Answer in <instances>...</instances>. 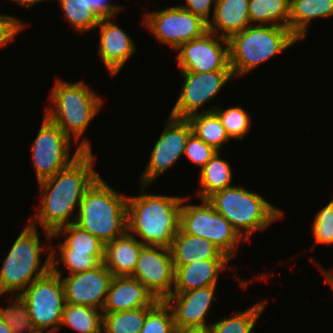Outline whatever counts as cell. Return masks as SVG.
<instances>
[{
	"label": "cell",
	"instance_id": "obj_29",
	"mask_svg": "<svg viewBox=\"0 0 333 333\" xmlns=\"http://www.w3.org/2000/svg\"><path fill=\"white\" fill-rule=\"evenodd\" d=\"M102 310L89 306L66 303L61 326H68L79 333H99L102 331Z\"/></svg>",
	"mask_w": 333,
	"mask_h": 333
},
{
	"label": "cell",
	"instance_id": "obj_17",
	"mask_svg": "<svg viewBox=\"0 0 333 333\" xmlns=\"http://www.w3.org/2000/svg\"><path fill=\"white\" fill-rule=\"evenodd\" d=\"M216 286L172 293L165 302L172 310L175 328L209 326L206 317L215 301Z\"/></svg>",
	"mask_w": 333,
	"mask_h": 333
},
{
	"label": "cell",
	"instance_id": "obj_40",
	"mask_svg": "<svg viewBox=\"0 0 333 333\" xmlns=\"http://www.w3.org/2000/svg\"><path fill=\"white\" fill-rule=\"evenodd\" d=\"M185 6L179 7L201 17L207 23L211 20V6H213V14L215 10L216 0H185ZM213 2V3H212Z\"/></svg>",
	"mask_w": 333,
	"mask_h": 333
},
{
	"label": "cell",
	"instance_id": "obj_10",
	"mask_svg": "<svg viewBox=\"0 0 333 333\" xmlns=\"http://www.w3.org/2000/svg\"><path fill=\"white\" fill-rule=\"evenodd\" d=\"M71 141L56 123L44 115L39 132L31 145L32 162L38 182L54 176L79 157L83 151L78 146L70 156Z\"/></svg>",
	"mask_w": 333,
	"mask_h": 333
},
{
	"label": "cell",
	"instance_id": "obj_8",
	"mask_svg": "<svg viewBox=\"0 0 333 333\" xmlns=\"http://www.w3.org/2000/svg\"><path fill=\"white\" fill-rule=\"evenodd\" d=\"M188 199L187 196L182 199L179 228L184 233L212 242L230 259L236 257L235 249L240 242L245 241L244 238L215 211L207 199H202L200 205L186 204Z\"/></svg>",
	"mask_w": 333,
	"mask_h": 333
},
{
	"label": "cell",
	"instance_id": "obj_3",
	"mask_svg": "<svg viewBox=\"0 0 333 333\" xmlns=\"http://www.w3.org/2000/svg\"><path fill=\"white\" fill-rule=\"evenodd\" d=\"M50 98L55 107H46L44 115L56 123L71 140L74 138L82 151H92L88 139L78 141L100 111L102 98L82 80L70 83L61 79L56 80Z\"/></svg>",
	"mask_w": 333,
	"mask_h": 333
},
{
	"label": "cell",
	"instance_id": "obj_2",
	"mask_svg": "<svg viewBox=\"0 0 333 333\" xmlns=\"http://www.w3.org/2000/svg\"><path fill=\"white\" fill-rule=\"evenodd\" d=\"M127 197V231L143 245L171 247L179 231L183 197L145 193Z\"/></svg>",
	"mask_w": 333,
	"mask_h": 333
},
{
	"label": "cell",
	"instance_id": "obj_21",
	"mask_svg": "<svg viewBox=\"0 0 333 333\" xmlns=\"http://www.w3.org/2000/svg\"><path fill=\"white\" fill-rule=\"evenodd\" d=\"M144 245L128 231L104 245L103 265L113 276H132Z\"/></svg>",
	"mask_w": 333,
	"mask_h": 333
},
{
	"label": "cell",
	"instance_id": "obj_36",
	"mask_svg": "<svg viewBox=\"0 0 333 333\" xmlns=\"http://www.w3.org/2000/svg\"><path fill=\"white\" fill-rule=\"evenodd\" d=\"M173 313L165 301H158L147 313L140 333H175Z\"/></svg>",
	"mask_w": 333,
	"mask_h": 333
},
{
	"label": "cell",
	"instance_id": "obj_19",
	"mask_svg": "<svg viewBox=\"0 0 333 333\" xmlns=\"http://www.w3.org/2000/svg\"><path fill=\"white\" fill-rule=\"evenodd\" d=\"M156 299L131 276H113L102 312H119L149 307Z\"/></svg>",
	"mask_w": 333,
	"mask_h": 333
},
{
	"label": "cell",
	"instance_id": "obj_34",
	"mask_svg": "<svg viewBox=\"0 0 333 333\" xmlns=\"http://www.w3.org/2000/svg\"><path fill=\"white\" fill-rule=\"evenodd\" d=\"M56 1V0H55ZM67 21L72 24L78 33L93 30L99 24L100 19L87 6L85 0H57Z\"/></svg>",
	"mask_w": 333,
	"mask_h": 333
},
{
	"label": "cell",
	"instance_id": "obj_14",
	"mask_svg": "<svg viewBox=\"0 0 333 333\" xmlns=\"http://www.w3.org/2000/svg\"><path fill=\"white\" fill-rule=\"evenodd\" d=\"M175 51L180 71L232 70L228 39L215 33L207 31L203 36L181 44Z\"/></svg>",
	"mask_w": 333,
	"mask_h": 333
},
{
	"label": "cell",
	"instance_id": "obj_23",
	"mask_svg": "<svg viewBox=\"0 0 333 333\" xmlns=\"http://www.w3.org/2000/svg\"><path fill=\"white\" fill-rule=\"evenodd\" d=\"M215 3L214 14L208 22L209 32L228 39L250 25L249 0H216Z\"/></svg>",
	"mask_w": 333,
	"mask_h": 333
},
{
	"label": "cell",
	"instance_id": "obj_42",
	"mask_svg": "<svg viewBox=\"0 0 333 333\" xmlns=\"http://www.w3.org/2000/svg\"><path fill=\"white\" fill-rule=\"evenodd\" d=\"M175 333H210L209 327L176 328Z\"/></svg>",
	"mask_w": 333,
	"mask_h": 333
},
{
	"label": "cell",
	"instance_id": "obj_22",
	"mask_svg": "<svg viewBox=\"0 0 333 333\" xmlns=\"http://www.w3.org/2000/svg\"><path fill=\"white\" fill-rule=\"evenodd\" d=\"M170 250L174 266L188 265L207 259H230L212 242L184 233L180 228L173 238Z\"/></svg>",
	"mask_w": 333,
	"mask_h": 333
},
{
	"label": "cell",
	"instance_id": "obj_24",
	"mask_svg": "<svg viewBox=\"0 0 333 333\" xmlns=\"http://www.w3.org/2000/svg\"><path fill=\"white\" fill-rule=\"evenodd\" d=\"M333 16V0H290L289 29L303 40L307 28L316 18Z\"/></svg>",
	"mask_w": 333,
	"mask_h": 333
},
{
	"label": "cell",
	"instance_id": "obj_30",
	"mask_svg": "<svg viewBox=\"0 0 333 333\" xmlns=\"http://www.w3.org/2000/svg\"><path fill=\"white\" fill-rule=\"evenodd\" d=\"M266 300H260L243 312L224 317L215 323H209L210 333H255V323L266 307Z\"/></svg>",
	"mask_w": 333,
	"mask_h": 333
},
{
	"label": "cell",
	"instance_id": "obj_39",
	"mask_svg": "<svg viewBox=\"0 0 333 333\" xmlns=\"http://www.w3.org/2000/svg\"><path fill=\"white\" fill-rule=\"evenodd\" d=\"M26 27L19 18L11 15H0V48L13 41L16 35Z\"/></svg>",
	"mask_w": 333,
	"mask_h": 333
},
{
	"label": "cell",
	"instance_id": "obj_11",
	"mask_svg": "<svg viewBox=\"0 0 333 333\" xmlns=\"http://www.w3.org/2000/svg\"><path fill=\"white\" fill-rule=\"evenodd\" d=\"M142 21L152 36L175 50L208 31L206 21L179 5L162 10L157 7L156 11L144 13Z\"/></svg>",
	"mask_w": 333,
	"mask_h": 333
},
{
	"label": "cell",
	"instance_id": "obj_4",
	"mask_svg": "<svg viewBox=\"0 0 333 333\" xmlns=\"http://www.w3.org/2000/svg\"><path fill=\"white\" fill-rule=\"evenodd\" d=\"M127 197L99 176L85 192L73 220L106 244L127 232Z\"/></svg>",
	"mask_w": 333,
	"mask_h": 333
},
{
	"label": "cell",
	"instance_id": "obj_1",
	"mask_svg": "<svg viewBox=\"0 0 333 333\" xmlns=\"http://www.w3.org/2000/svg\"><path fill=\"white\" fill-rule=\"evenodd\" d=\"M95 160L92 151H83L69 166L38 182L41 205L29 223L35 227L40 223L46 240L60 227L75 223L70 217L76 208L77 215L85 192L100 176L93 167Z\"/></svg>",
	"mask_w": 333,
	"mask_h": 333
},
{
	"label": "cell",
	"instance_id": "obj_20",
	"mask_svg": "<svg viewBox=\"0 0 333 333\" xmlns=\"http://www.w3.org/2000/svg\"><path fill=\"white\" fill-rule=\"evenodd\" d=\"M231 259H207L188 265L174 266L172 293L188 292L206 286H217L219 274L228 267Z\"/></svg>",
	"mask_w": 333,
	"mask_h": 333
},
{
	"label": "cell",
	"instance_id": "obj_18",
	"mask_svg": "<svg viewBox=\"0 0 333 333\" xmlns=\"http://www.w3.org/2000/svg\"><path fill=\"white\" fill-rule=\"evenodd\" d=\"M100 28L99 55L111 76L119 73L130 56L136 51V45L126 31L113 20L102 19L96 26Z\"/></svg>",
	"mask_w": 333,
	"mask_h": 333
},
{
	"label": "cell",
	"instance_id": "obj_35",
	"mask_svg": "<svg viewBox=\"0 0 333 333\" xmlns=\"http://www.w3.org/2000/svg\"><path fill=\"white\" fill-rule=\"evenodd\" d=\"M59 257L56 260L57 250L52 245V265L62 262L68 268L69 274L84 272L99 266L103 262L104 256H92L89 253L74 252L69 249L63 242L56 246Z\"/></svg>",
	"mask_w": 333,
	"mask_h": 333
},
{
	"label": "cell",
	"instance_id": "obj_5",
	"mask_svg": "<svg viewBox=\"0 0 333 333\" xmlns=\"http://www.w3.org/2000/svg\"><path fill=\"white\" fill-rule=\"evenodd\" d=\"M300 41L289 28L270 25L247 26L228 38L229 64L234 78L246 75Z\"/></svg>",
	"mask_w": 333,
	"mask_h": 333
},
{
	"label": "cell",
	"instance_id": "obj_7",
	"mask_svg": "<svg viewBox=\"0 0 333 333\" xmlns=\"http://www.w3.org/2000/svg\"><path fill=\"white\" fill-rule=\"evenodd\" d=\"M39 237L38 228L28 222L1 261L0 295L8 292L15 295V291L20 295L34 280L51 271L52 244L41 247ZM42 250L49 253L44 262L41 260Z\"/></svg>",
	"mask_w": 333,
	"mask_h": 333
},
{
	"label": "cell",
	"instance_id": "obj_9",
	"mask_svg": "<svg viewBox=\"0 0 333 333\" xmlns=\"http://www.w3.org/2000/svg\"><path fill=\"white\" fill-rule=\"evenodd\" d=\"M38 333L59 331L64 311L65 293L61 277L52 270L34 280L21 294ZM47 331H44L46 330Z\"/></svg>",
	"mask_w": 333,
	"mask_h": 333
},
{
	"label": "cell",
	"instance_id": "obj_15",
	"mask_svg": "<svg viewBox=\"0 0 333 333\" xmlns=\"http://www.w3.org/2000/svg\"><path fill=\"white\" fill-rule=\"evenodd\" d=\"M174 274L170 248L144 245L131 277L138 279L155 299L165 301L172 294Z\"/></svg>",
	"mask_w": 333,
	"mask_h": 333
},
{
	"label": "cell",
	"instance_id": "obj_38",
	"mask_svg": "<svg viewBox=\"0 0 333 333\" xmlns=\"http://www.w3.org/2000/svg\"><path fill=\"white\" fill-rule=\"evenodd\" d=\"M216 152L212 146L207 145L192 132L186 142L184 155L193 164H197L198 167L202 168Z\"/></svg>",
	"mask_w": 333,
	"mask_h": 333
},
{
	"label": "cell",
	"instance_id": "obj_28",
	"mask_svg": "<svg viewBox=\"0 0 333 333\" xmlns=\"http://www.w3.org/2000/svg\"><path fill=\"white\" fill-rule=\"evenodd\" d=\"M155 300L149 307L119 312H102V331L104 333H140L148 311L158 302Z\"/></svg>",
	"mask_w": 333,
	"mask_h": 333
},
{
	"label": "cell",
	"instance_id": "obj_6",
	"mask_svg": "<svg viewBox=\"0 0 333 333\" xmlns=\"http://www.w3.org/2000/svg\"><path fill=\"white\" fill-rule=\"evenodd\" d=\"M207 201L246 242H250L252 233L265 230L285 213L269 203L265 197L250 192L241 185H232L215 192Z\"/></svg>",
	"mask_w": 333,
	"mask_h": 333
},
{
	"label": "cell",
	"instance_id": "obj_27",
	"mask_svg": "<svg viewBox=\"0 0 333 333\" xmlns=\"http://www.w3.org/2000/svg\"><path fill=\"white\" fill-rule=\"evenodd\" d=\"M187 120L190 123L192 132L216 151L221 152L224 144L230 140L218 115L214 111L197 113L189 116Z\"/></svg>",
	"mask_w": 333,
	"mask_h": 333
},
{
	"label": "cell",
	"instance_id": "obj_13",
	"mask_svg": "<svg viewBox=\"0 0 333 333\" xmlns=\"http://www.w3.org/2000/svg\"><path fill=\"white\" fill-rule=\"evenodd\" d=\"M180 73L185 81L170 116L185 119L199 113L198 110L210 99L215 100L223 86L234 77L232 70L180 71Z\"/></svg>",
	"mask_w": 333,
	"mask_h": 333
},
{
	"label": "cell",
	"instance_id": "obj_32",
	"mask_svg": "<svg viewBox=\"0 0 333 333\" xmlns=\"http://www.w3.org/2000/svg\"><path fill=\"white\" fill-rule=\"evenodd\" d=\"M214 111L224 126L228 137L232 140H243L248 131L251 128V118L247 111L241 106H235L222 110L218 106H212V108L201 112H212Z\"/></svg>",
	"mask_w": 333,
	"mask_h": 333
},
{
	"label": "cell",
	"instance_id": "obj_12",
	"mask_svg": "<svg viewBox=\"0 0 333 333\" xmlns=\"http://www.w3.org/2000/svg\"><path fill=\"white\" fill-rule=\"evenodd\" d=\"M192 133L190 123L185 118L170 116L157 139L148 164L141 175L140 184L150 186L158 176L177 163L184 154L186 142Z\"/></svg>",
	"mask_w": 333,
	"mask_h": 333
},
{
	"label": "cell",
	"instance_id": "obj_41",
	"mask_svg": "<svg viewBox=\"0 0 333 333\" xmlns=\"http://www.w3.org/2000/svg\"><path fill=\"white\" fill-rule=\"evenodd\" d=\"M85 2L100 20L112 19L119 10H122L121 6L108 3L107 0H85Z\"/></svg>",
	"mask_w": 333,
	"mask_h": 333
},
{
	"label": "cell",
	"instance_id": "obj_44",
	"mask_svg": "<svg viewBox=\"0 0 333 333\" xmlns=\"http://www.w3.org/2000/svg\"><path fill=\"white\" fill-rule=\"evenodd\" d=\"M317 267L319 266V269H321V272L324 274L326 282L330 285L332 291H333V269L332 272L326 270L325 268L321 267L320 265L316 264Z\"/></svg>",
	"mask_w": 333,
	"mask_h": 333
},
{
	"label": "cell",
	"instance_id": "obj_43",
	"mask_svg": "<svg viewBox=\"0 0 333 333\" xmlns=\"http://www.w3.org/2000/svg\"><path fill=\"white\" fill-rule=\"evenodd\" d=\"M13 2H15L18 5H22V7H26L31 8L33 5L39 3V2H43V1H47V0H12Z\"/></svg>",
	"mask_w": 333,
	"mask_h": 333
},
{
	"label": "cell",
	"instance_id": "obj_31",
	"mask_svg": "<svg viewBox=\"0 0 333 333\" xmlns=\"http://www.w3.org/2000/svg\"><path fill=\"white\" fill-rule=\"evenodd\" d=\"M67 238L63 243L74 252L89 253L92 256H104V243L96 236L83 230L75 223L60 227L51 238H59L61 235Z\"/></svg>",
	"mask_w": 333,
	"mask_h": 333
},
{
	"label": "cell",
	"instance_id": "obj_37",
	"mask_svg": "<svg viewBox=\"0 0 333 333\" xmlns=\"http://www.w3.org/2000/svg\"><path fill=\"white\" fill-rule=\"evenodd\" d=\"M312 223L313 247L316 244H333V199L316 213Z\"/></svg>",
	"mask_w": 333,
	"mask_h": 333
},
{
	"label": "cell",
	"instance_id": "obj_25",
	"mask_svg": "<svg viewBox=\"0 0 333 333\" xmlns=\"http://www.w3.org/2000/svg\"><path fill=\"white\" fill-rule=\"evenodd\" d=\"M199 174L201 189L196 194L200 201L231 187L232 169L228 161L220 158L219 151L200 169Z\"/></svg>",
	"mask_w": 333,
	"mask_h": 333
},
{
	"label": "cell",
	"instance_id": "obj_45",
	"mask_svg": "<svg viewBox=\"0 0 333 333\" xmlns=\"http://www.w3.org/2000/svg\"><path fill=\"white\" fill-rule=\"evenodd\" d=\"M0 333H12L10 327L0 319Z\"/></svg>",
	"mask_w": 333,
	"mask_h": 333
},
{
	"label": "cell",
	"instance_id": "obj_16",
	"mask_svg": "<svg viewBox=\"0 0 333 333\" xmlns=\"http://www.w3.org/2000/svg\"><path fill=\"white\" fill-rule=\"evenodd\" d=\"M61 277L65 302L103 310L113 274L101 263L94 269L69 274L62 278L57 265L51 269Z\"/></svg>",
	"mask_w": 333,
	"mask_h": 333
},
{
	"label": "cell",
	"instance_id": "obj_33",
	"mask_svg": "<svg viewBox=\"0 0 333 333\" xmlns=\"http://www.w3.org/2000/svg\"><path fill=\"white\" fill-rule=\"evenodd\" d=\"M12 296L8 299L10 302L6 308L0 307V319L10 327L12 333H38L26 303L19 294Z\"/></svg>",
	"mask_w": 333,
	"mask_h": 333
},
{
	"label": "cell",
	"instance_id": "obj_26",
	"mask_svg": "<svg viewBox=\"0 0 333 333\" xmlns=\"http://www.w3.org/2000/svg\"><path fill=\"white\" fill-rule=\"evenodd\" d=\"M290 0H249L250 25L289 28Z\"/></svg>",
	"mask_w": 333,
	"mask_h": 333
}]
</instances>
